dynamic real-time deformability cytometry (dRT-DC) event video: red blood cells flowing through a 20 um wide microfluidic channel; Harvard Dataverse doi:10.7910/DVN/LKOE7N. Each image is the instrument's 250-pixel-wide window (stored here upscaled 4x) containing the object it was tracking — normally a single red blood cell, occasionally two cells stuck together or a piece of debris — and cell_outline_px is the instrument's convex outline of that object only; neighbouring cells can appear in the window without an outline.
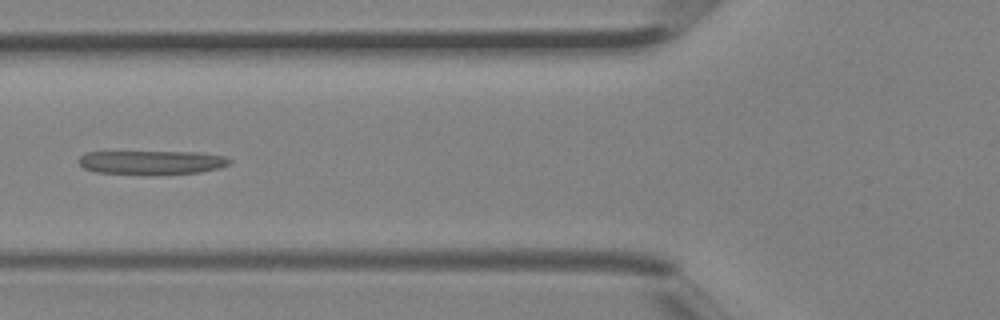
{"species": "Egyptian fruit bat (a non-hibernating species)", "species_latin": "Rousettus aegyptiacus", "temperature_condition": "room temperature", "stored_images_in_passage": 4, "camera_frame_rate_fps": 3000, "um_per_image_px": 0.085, "animal": {"sex": "female"}, "frame": {"image": 1, "passage_image": 4, "time_ms": 1.0, "image_size_px": [1000, 320], "cell_outline_px": [[232, 160], [228, 164], [220, 168], [200, 172], [96, 172], [84, 168], [76, 160], [84, 152], [200, 152], [224, 156]], "centroid_in_image_um": [12.89, 13.76], "position_along_channel_um": 112.9, "area_um2": 20.06}}